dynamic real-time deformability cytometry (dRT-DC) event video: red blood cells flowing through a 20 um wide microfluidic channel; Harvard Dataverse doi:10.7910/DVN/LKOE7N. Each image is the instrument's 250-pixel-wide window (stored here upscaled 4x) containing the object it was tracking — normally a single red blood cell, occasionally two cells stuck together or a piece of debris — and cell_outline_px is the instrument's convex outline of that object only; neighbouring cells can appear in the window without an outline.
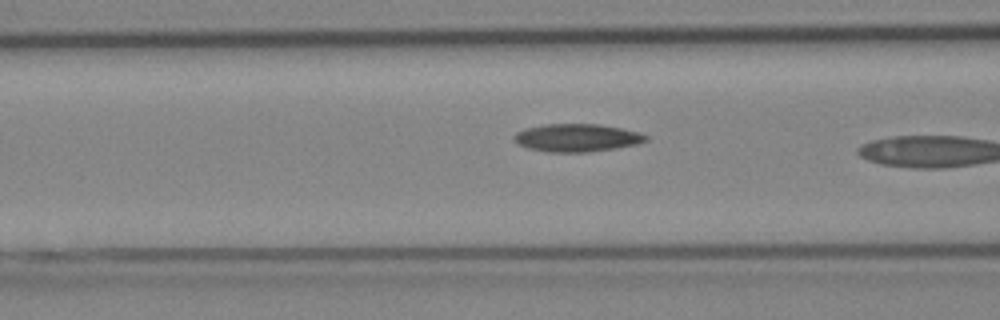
{"species": "Egyptian fruit bat (a non-hibernating species)", "species_latin": "Rousettus aegyptiacus", "temperature_condition": "cold", "stored_images_in_passage": 5, "camera_frame_rate_fps": 3000, "um_per_image_px": 0.085, "animal": {"sex": "female"}, "frame": {"image": 1, "passage_image": 4, "time_ms": 1.0, "image_size_px": [1000, 320], "cell_outline_px": [[648, 140], [636, 144], [616, 148], [588, 152], [548, 152], [528, 148], [512, 140], [512, 136], [516, 132], [524, 128], [544, 124], [600, 124], [640, 132], [648, 136]], "centroid_in_image_um": [49.01, 11.7], "position_along_channel_um": 117.6, "area_um2": 21.5}}